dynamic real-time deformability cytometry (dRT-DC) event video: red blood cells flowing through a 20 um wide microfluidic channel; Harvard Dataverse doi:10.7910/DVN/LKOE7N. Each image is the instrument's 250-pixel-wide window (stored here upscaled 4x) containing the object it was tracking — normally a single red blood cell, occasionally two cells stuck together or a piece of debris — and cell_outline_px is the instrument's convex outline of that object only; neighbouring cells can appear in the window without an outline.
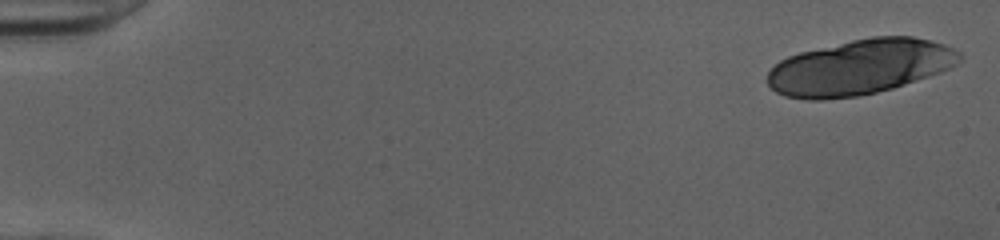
{"species": "human", "species_latin": "Homo sapiens", "temperature_condition": "cold", "stored_images_in_passage": 22, "camera_frame_rate_fps": 3000, "um_per_image_px": 0.085, "donor": {"sex": "female"}, "frame": {"image": 1, "passage_image": 1, "time_ms": 0.0, "image_size_px": [1000, 240], "cell_outline_px": [[964, 56], [952, 68], [892, 88], [876, 92], [856, 96], [820, 100], [808, 100], [784, 96], [776, 92], [768, 84], [768, 72], [780, 60], [788, 56], [800, 52], [852, 40], [872, 36], [912, 36], [932, 40], [944, 44], [960, 52]], "centroid_in_image_um": [73.1, 5.7], "position_along_channel_um": 11.9, "area_um2": 61.67}}